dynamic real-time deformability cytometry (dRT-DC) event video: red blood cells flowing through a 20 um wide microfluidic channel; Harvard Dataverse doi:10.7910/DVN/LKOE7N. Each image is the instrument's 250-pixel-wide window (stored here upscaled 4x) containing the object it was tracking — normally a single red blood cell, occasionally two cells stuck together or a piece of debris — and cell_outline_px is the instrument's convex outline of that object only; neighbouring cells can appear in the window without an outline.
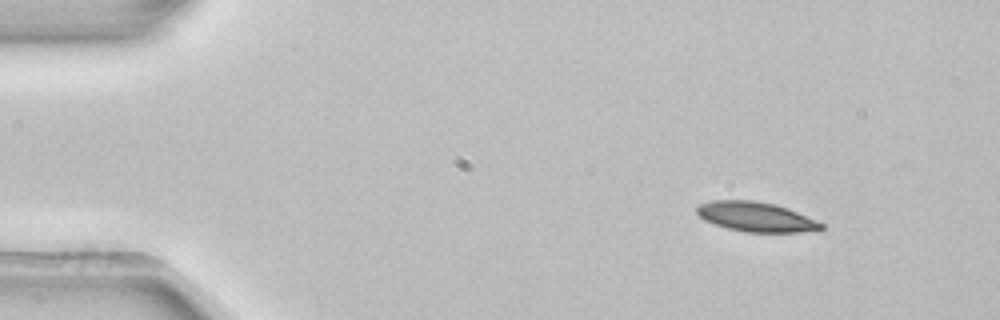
{"species": "common noctule bat (a hibernating species)", "species_latin": "Nyctalus noctula", "temperature_condition": "room temperature", "stored_images_in_passage": 3, "camera_frame_rate_fps": 3000, "um_per_image_px": 0.085, "animal": {"sex": "female", "body_mass_g": 22.7, "forearm_length_mm": 54.2}, "frame": {"image": 1, "passage_image": 1, "time_ms": 0.0, "image_size_px": [1000, 320], "cell_outline_px": [[824, 228], [820, 232], [744, 232], [728, 228], [704, 220], [696, 212], [696, 208], [700, 204], [712, 200], [752, 200], [776, 204], [788, 208], [816, 220], [824, 224]], "centroid_in_image_um": [64.31, 18.44], "position_along_channel_um": 20.7, "area_um2": 21.68}}